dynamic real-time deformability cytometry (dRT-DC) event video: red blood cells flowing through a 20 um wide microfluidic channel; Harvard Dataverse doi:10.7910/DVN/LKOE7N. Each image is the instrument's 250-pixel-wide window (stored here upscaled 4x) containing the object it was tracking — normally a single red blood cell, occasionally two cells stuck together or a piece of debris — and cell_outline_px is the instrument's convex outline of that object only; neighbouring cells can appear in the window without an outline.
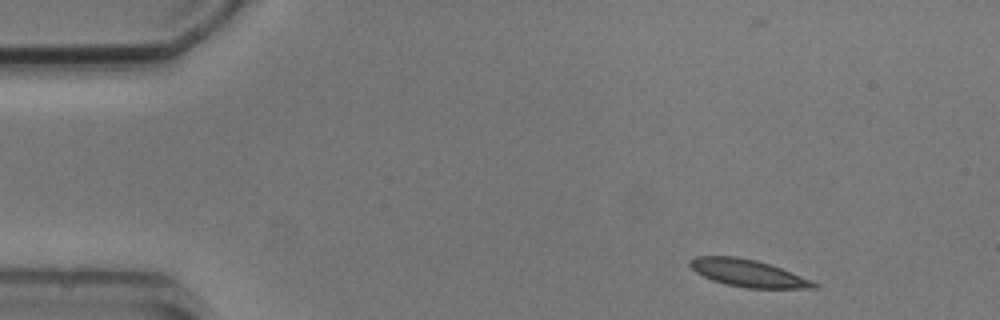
{"species": "common noctule bat (a hibernating species)", "species_latin": "Nyctalus noctula", "temperature_condition": "cold", "stored_images_in_passage": 5, "camera_frame_rate_fps": 3000, "um_per_image_px": 0.085, "animal": {"sex": "male", "body_mass_g": 20.5, "forearm_length_mm": 52.5}, "frame": {"image": 1, "passage_image": 1, "time_ms": 0.0, "image_size_px": [1000, 320], "cell_outline_px": [[820, 284], [816, 288], [748, 288], [724, 284], [712, 280], [696, 272], [688, 264], [688, 260], [696, 256], [736, 256], [756, 260], [780, 268], [812, 280]], "centroid_in_image_um": [63.55, 23.21], "position_along_channel_um": 21.4, "area_um2": 19.59}}
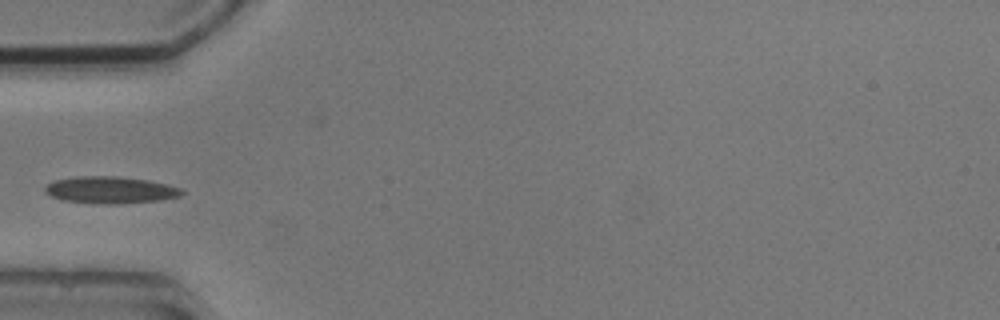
{"frame": {"image": 2, "passage_image": 4, "time_ms": 3.667, "image_size_px": [1000, 320], "cell_outline_px": [[184, 192], [180, 196], [160, 200], [120, 204], [104, 204], [64, 200], [52, 196], [44, 192], [44, 188], [52, 180], [76, 176], [116, 176], [148, 180], [168, 184], [180, 188]], "centroid_in_image_um": [9.38, 16.14], "position_along_channel_um": 75.6, "area_um2": 21.5}}